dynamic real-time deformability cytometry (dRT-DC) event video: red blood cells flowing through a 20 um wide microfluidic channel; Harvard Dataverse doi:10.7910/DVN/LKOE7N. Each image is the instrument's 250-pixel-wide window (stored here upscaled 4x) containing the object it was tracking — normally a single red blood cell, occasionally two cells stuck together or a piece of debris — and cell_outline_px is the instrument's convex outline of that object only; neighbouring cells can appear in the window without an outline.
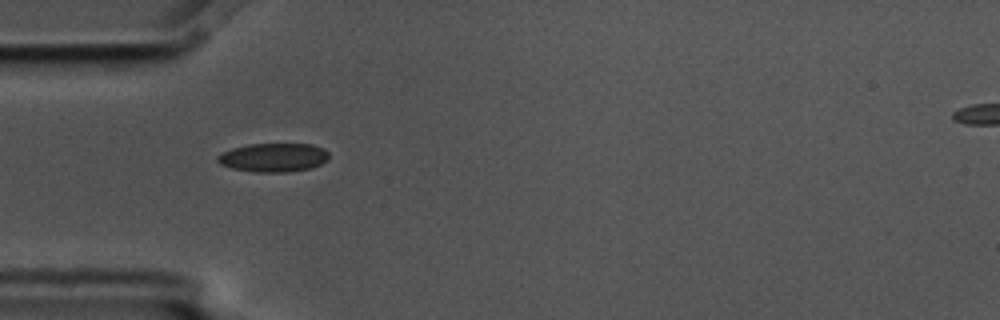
{"species": "common noctule bat (a hibernating species)", "species_latin": "Nyctalus noctula", "temperature_condition": "cold", "stored_images_in_passage": 9, "camera_frame_rate_fps": 3000, "um_per_image_px": 0.085, "animal": {"sex": "male", "body_mass_g": 17.5, "forearm_length_mm": 52.3}, "frame": {"image": 1, "passage_image": 1, "time_ms": 0.0, "image_size_px": [1000, 320], "cell_outline_px": [[328, 160], [312, 168], [288, 172], [256, 172], [232, 168], [220, 164], [216, 160], [216, 156], [232, 148], [248, 144], [312, 144], [324, 148], [328, 152]], "centroid_in_image_um": [23.26, 13.38], "position_along_channel_um": 61.7, "area_um2": 18.73}}
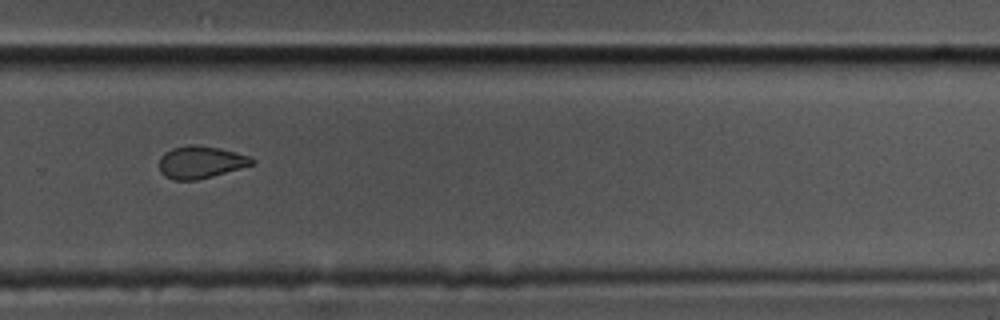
{"frame": {"image": 2, "passage_image": 7, "time_ms": 2.0, "image_size_px": [1000, 320], "cell_outline_px": [[256, 160], [252, 164], [212, 176], [196, 180], [172, 180], [164, 176], [160, 172], [160, 156], [164, 152], [172, 148], [188, 144], [196, 144], [220, 148], [236, 152], [248, 156]], "centroid_in_image_um": [17.0, 13.77], "position_along_channel_um": 312.8, "area_um2": 17.46}}
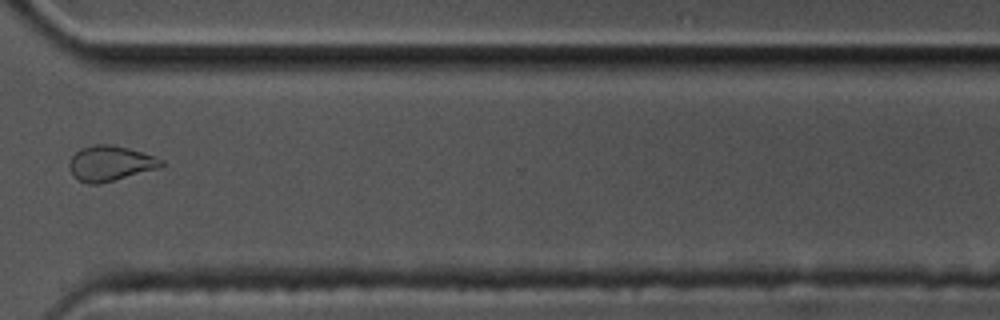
{"frame": {"image": 3, "passage_image": 8, "time_ms": 2.333, "image_size_px": [1000, 320], "cell_outline_px": [[164, 164], [160, 168], [96, 184], [88, 184], [72, 176], [68, 164], [72, 156], [80, 148], [92, 144], [112, 144], [128, 148], [164, 160]], "centroid_in_image_um": [9.34, 13.87], "position_along_channel_um": 361.3, "area_um2": 18.73}}